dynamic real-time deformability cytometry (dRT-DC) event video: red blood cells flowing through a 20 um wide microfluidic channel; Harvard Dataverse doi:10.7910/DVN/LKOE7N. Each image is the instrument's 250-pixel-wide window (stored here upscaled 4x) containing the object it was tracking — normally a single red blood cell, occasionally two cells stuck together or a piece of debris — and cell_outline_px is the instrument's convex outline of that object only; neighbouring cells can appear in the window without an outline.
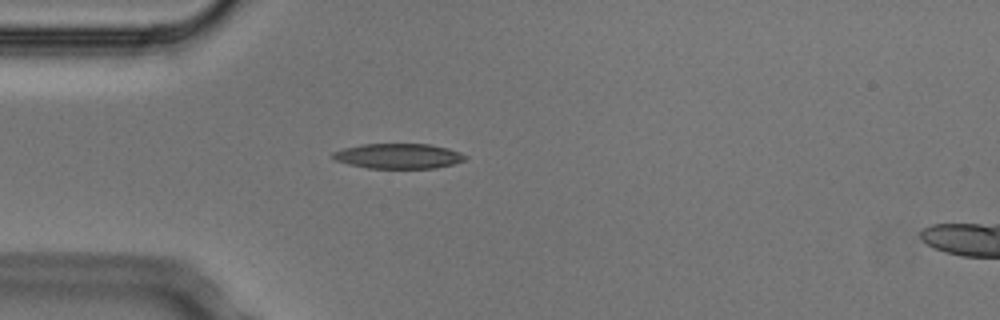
{"species": "Egyptian fruit bat (a non-hibernating species)", "species_latin": "Rousettus aegyptiacus", "temperature_condition": "cold", "stored_images_in_passage": 1, "camera_frame_rate_fps": 3000, "um_per_image_px": 0.085, "animal": {"sex": "male"}, "frame": {"image": 1, "passage_image": 1, "time_ms": 0.0, "image_size_px": [1000, 320], "cell_outline_px": [[468, 156], [464, 160], [452, 164], [436, 168], [368, 168], [348, 164], [336, 160], [332, 156], [332, 152], [344, 148], [360, 144], [432, 144], [448, 148], [460, 152]], "centroid_in_image_um": [33.87, 13.26], "position_along_channel_um": 51.1, "area_um2": 19.36}}